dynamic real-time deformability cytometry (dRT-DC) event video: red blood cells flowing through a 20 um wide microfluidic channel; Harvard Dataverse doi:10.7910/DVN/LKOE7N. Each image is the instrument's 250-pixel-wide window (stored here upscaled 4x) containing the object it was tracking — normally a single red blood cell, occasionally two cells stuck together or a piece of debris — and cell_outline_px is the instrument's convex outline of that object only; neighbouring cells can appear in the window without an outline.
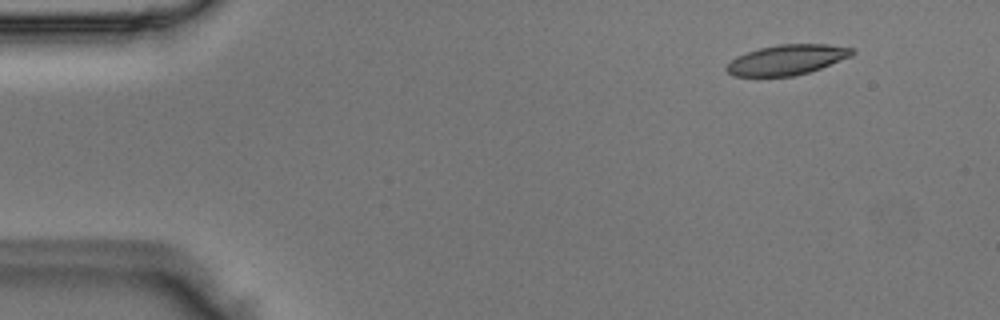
{"species": "Egyptian fruit bat (a non-hibernating species)", "species_latin": "Rousettus aegyptiacus", "temperature_condition": "room temperature", "stored_images_in_passage": 46, "camera_frame_rate_fps": 3000, "um_per_image_px": 0.085, "animal": {"sex": "male"}, "frame": {"image": 1, "passage_image": 1, "time_ms": 0.0, "image_size_px": [1000, 320], "cell_outline_px": [[856, 52], [852, 56], [820, 68], [808, 72], [792, 76], [732, 76], [724, 68], [736, 56], [760, 48], [780, 44], [828, 44], [852, 48]], "centroid_in_image_um": [66.9, 5.08], "position_along_channel_um": 18.1, "area_um2": 21.91}}
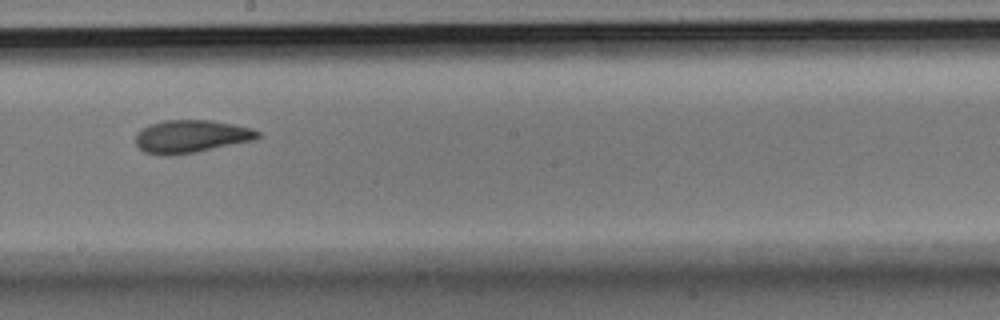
{"frame": {"image": 2, "passage_image": 24, "time_ms": 7.667, "image_size_px": [1000, 320], "cell_outline_px": [[260, 136], [256, 140], [196, 152], [168, 156], [164, 156], [144, 152], [136, 144], [136, 132], [140, 128], [148, 124], [164, 120], [212, 120], [252, 128], [260, 132]], "centroid_in_image_um": [16.23, 11.59], "position_along_channel_um": 232.0, "area_um2": 23.64}}
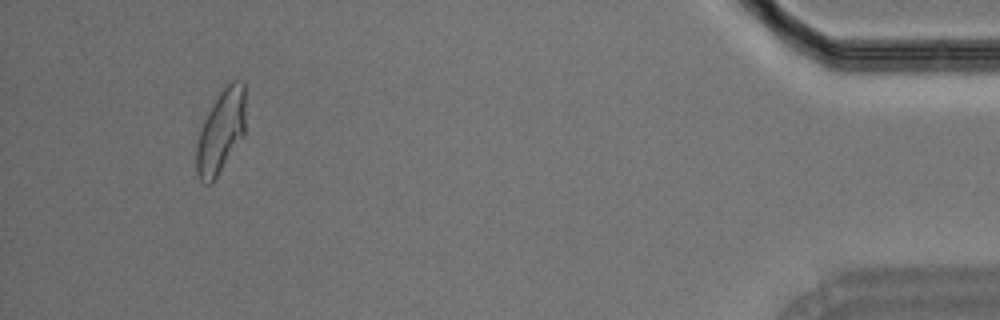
{"frame": {"image": 3, "passage_image": 43, "time_ms": 14.0, "image_size_px": [1000, 320], "cell_outline_px": [[244, 136], [212, 184], [204, 184], [200, 180], [196, 172], [196, 148], [200, 132], [204, 120], [208, 112], [220, 92], [232, 80], [244, 80]], "centroid_in_image_um": [18.77, 11.22], "position_along_channel_um": 416.4, "area_um2": 23.7}}